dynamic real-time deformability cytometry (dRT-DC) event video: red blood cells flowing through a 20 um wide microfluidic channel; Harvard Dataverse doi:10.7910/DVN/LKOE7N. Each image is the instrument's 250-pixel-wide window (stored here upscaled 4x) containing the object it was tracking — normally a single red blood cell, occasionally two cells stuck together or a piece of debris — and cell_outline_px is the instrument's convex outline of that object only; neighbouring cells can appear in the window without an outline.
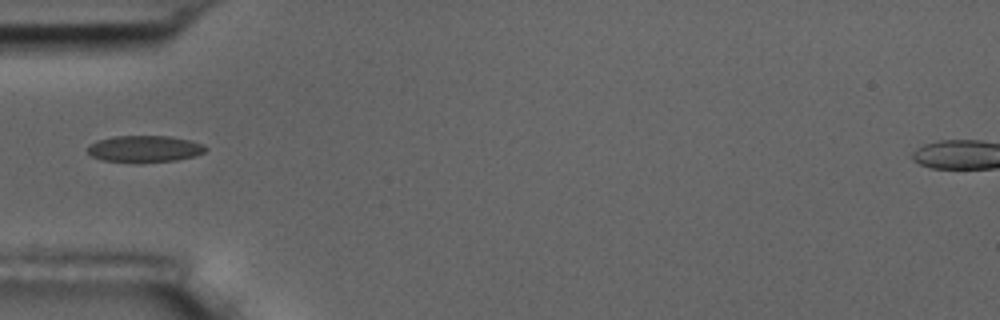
{"species": "common noctule bat (a hibernating species)", "species_latin": "Nyctalus noctula", "temperature_condition": "room temperature", "stored_images_in_passage": 7, "camera_frame_rate_fps": 3000, "um_per_image_px": 0.085, "animal": {"sex": "male", "body_mass_g": 17.5, "forearm_length_mm": 52.3}, "frame": {"image": 1, "passage_image": 7, "time_ms": 8.0, "image_size_px": [1000, 320], "cell_outline_px": [[208, 148], [204, 152], [196, 156], [176, 160], [140, 164], [100, 160], [92, 156], [88, 152], [88, 144], [96, 140], [112, 136], [168, 136], [188, 140], [204, 144]], "centroid_in_image_um": [12.26, 12.67], "position_along_channel_um": 72.7, "area_um2": 18.84}}